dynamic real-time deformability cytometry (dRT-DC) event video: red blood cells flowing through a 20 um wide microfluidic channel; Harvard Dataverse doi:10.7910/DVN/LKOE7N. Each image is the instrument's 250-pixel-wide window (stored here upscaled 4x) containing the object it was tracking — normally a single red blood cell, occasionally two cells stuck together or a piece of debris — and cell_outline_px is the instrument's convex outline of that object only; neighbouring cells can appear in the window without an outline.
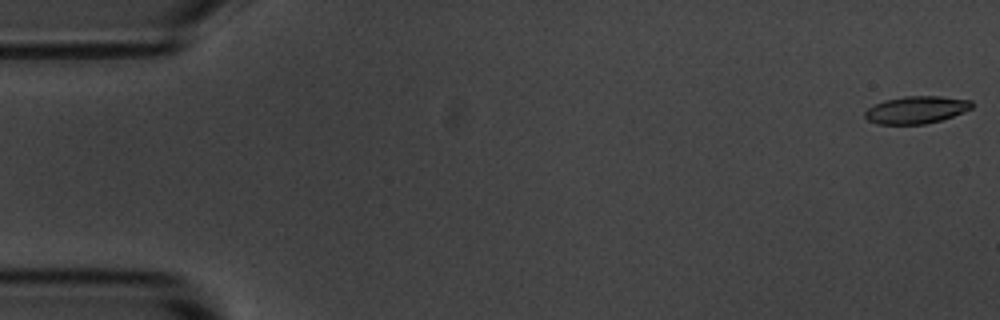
{"species": "common noctule bat (a hibernating species)", "species_latin": "Nyctalus noctula", "temperature_condition": "room temperature", "stored_images_in_passage": 8, "camera_frame_rate_fps": 3000, "um_per_image_px": 0.085, "animal": {"sex": "male", "body_mass_g": 20.1, "forearm_length_mm": 53.5}, "frame": {"image": 1, "passage_image": 1, "time_ms": 0.0, "image_size_px": [1000, 320], "cell_outline_px": [[972, 108], [952, 116], [940, 120], [924, 124], [876, 124], [868, 120], [864, 116], [864, 112], [872, 104], [884, 100], [904, 96], [940, 96], [972, 100]], "centroid_in_image_um": [77.84, 9.33], "position_along_channel_um": 7.2, "area_um2": 17.11}}